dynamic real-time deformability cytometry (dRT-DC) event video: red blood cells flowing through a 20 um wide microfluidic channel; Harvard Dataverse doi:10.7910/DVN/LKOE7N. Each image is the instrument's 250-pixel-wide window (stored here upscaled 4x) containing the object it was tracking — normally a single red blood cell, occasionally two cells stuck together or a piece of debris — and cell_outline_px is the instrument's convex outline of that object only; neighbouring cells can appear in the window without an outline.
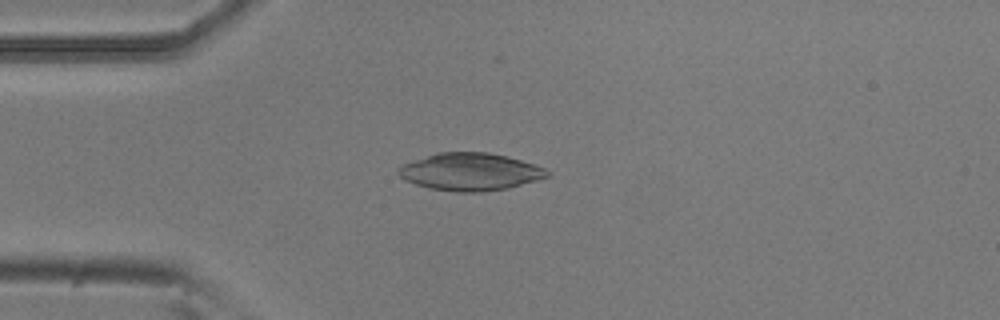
{"species": "common noctule bat (a hibernating species)", "species_latin": "Nyctalus noctula", "temperature_condition": "room temperature", "stored_images_in_passage": 44, "camera_frame_rate_fps": 3000, "um_per_image_px": 0.085, "animal": {"sex": "male", "body_mass_g": 20.5, "forearm_length_mm": 52.5}, "frame": {"image": 1, "passage_image": 4, "time_ms": 1.0, "image_size_px": [1000, 320], "cell_outline_px": [[552, 176], [508, 188], [484, 192], [456, 192], [428, 188], [404, 180], [396, 172], [404, 164], [436, 152], [488, 152], [536, 164], [552, 172]], "centroid_in_image_um": [40.0, 14.61], "position_along_channel_um": 45.0, "area_um2": 32.6}}
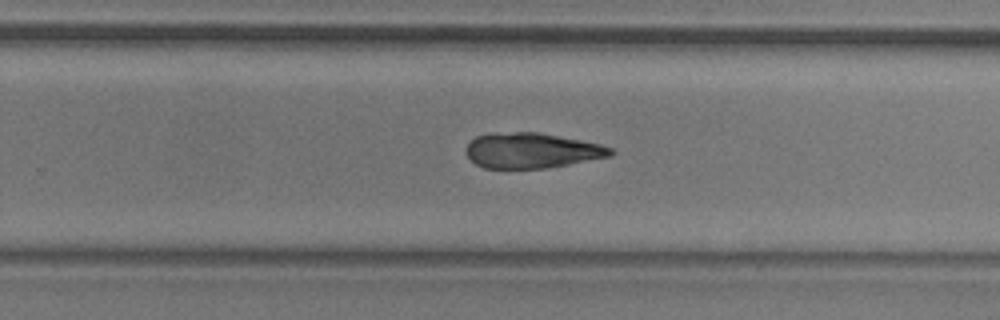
{"frame": {"image": 2, "passage_image": 24, "time_ms": 7.667, "image_size_px": [1000, 320], "cell_outline_px": [[616, 152], [608, 156], [548, 168], [484, 168], [476, 164], [464, 152], [464, 148], [476, 136], [488, 132], [540, 132], [600, 144], [612, 148]], "centroid_in_image_um": [45.14, 12.78], "position_along_channel_um": 284.7, "area_um2": 29.77}}
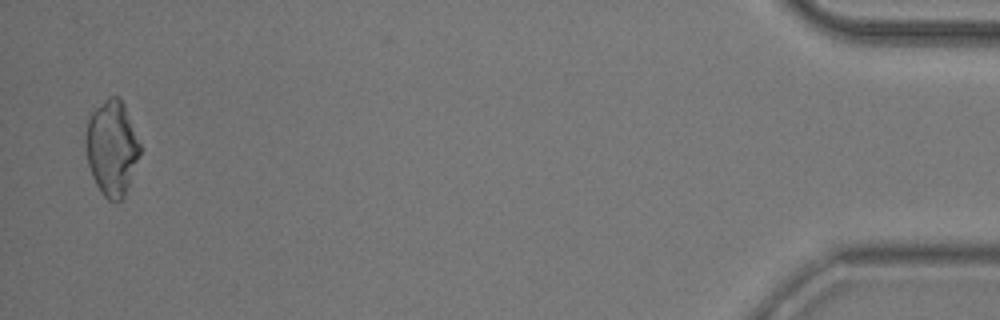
{"frame": {"image": 3, "passage_image": 42, "time_ms": 13.667, "image_size_px": [1000, 320], "cell_outline_px": [[140, 152], [124, 196], [116, 204], [108, 200], [100, 192], [92, 176], [88, 164], [84, 148], [84, 140], [88, 120], [92, 112], [108, 96], [116, 96], [124, 104], [140, 144]], "centroid_in_image_um": [9.47, 12.59], "position_along_channel_um": 425.7, "area_um2": 29.94}}